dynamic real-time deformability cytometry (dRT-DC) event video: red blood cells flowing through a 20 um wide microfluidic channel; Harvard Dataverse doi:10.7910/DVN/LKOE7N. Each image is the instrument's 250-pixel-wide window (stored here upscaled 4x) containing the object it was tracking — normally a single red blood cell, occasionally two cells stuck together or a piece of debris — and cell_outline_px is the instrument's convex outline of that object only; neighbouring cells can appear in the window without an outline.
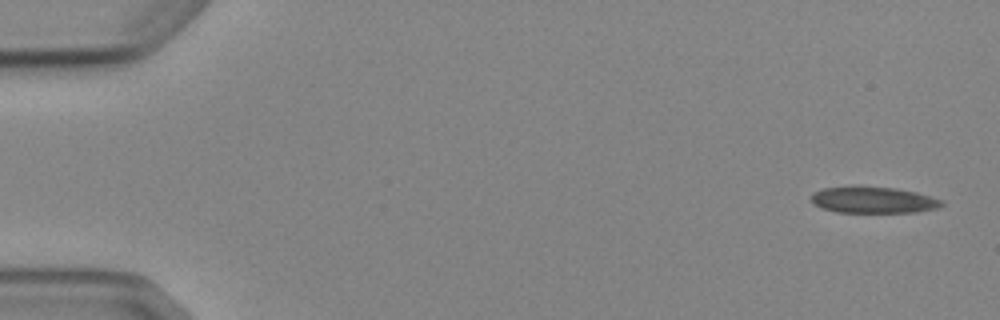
{"species": "Egyptian fruit bat (a non-hibernating species)", "species_latin": "Rousettus aegyptiacus", "temperature_condition": "cold", "stored_images_in_passage": 4, "camera_frame_rate_fps": 3000, "um_per_image_px": 0.085, "animal": {"sex": "female"}, "frame": {"image": 1, "passage_image": 1, "time_ms": 0.0, "image_size_px": [1000, 320], "cell_outline_px": [[944, 204], [936, 208], [916, 212], [836, 212], [812, 204], [812, 192], [824, 188], [860, 184], [896, 188], [916, 192], [944, 200]], "centroid_in_image_um": [74.21, 16.96], "position_along_channel_um": 10.8, "area_um2": 20.52}}
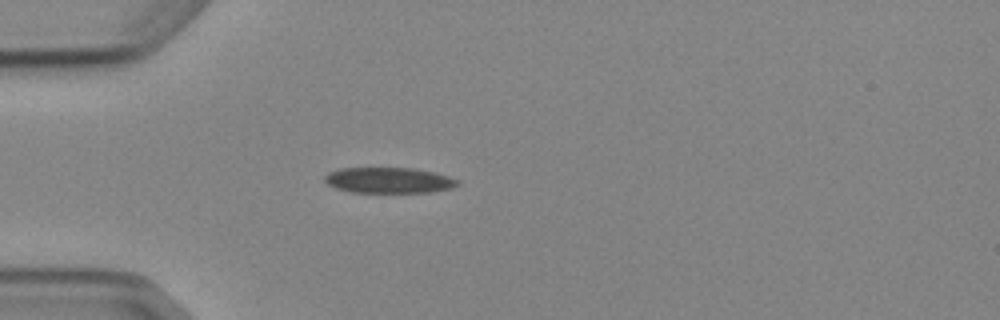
{"frame": {"image": 2, "passage_image": 4, "time_ms": 4.333, "image_size_px": [1000, 320], "cell_outline_px": [[460, 184], [452, 188], [428, 192], [352, 192], [336, 188], [328, 184], [324, 180], [324, 176], [328, 172], [340, 168], [412, 168], [432, 172], [448, 176], [460, 180]], "centroid_in_image_um": [33.04, 15.32], "position_along_channel_um": 52.0, "area_um2": 19.83}}